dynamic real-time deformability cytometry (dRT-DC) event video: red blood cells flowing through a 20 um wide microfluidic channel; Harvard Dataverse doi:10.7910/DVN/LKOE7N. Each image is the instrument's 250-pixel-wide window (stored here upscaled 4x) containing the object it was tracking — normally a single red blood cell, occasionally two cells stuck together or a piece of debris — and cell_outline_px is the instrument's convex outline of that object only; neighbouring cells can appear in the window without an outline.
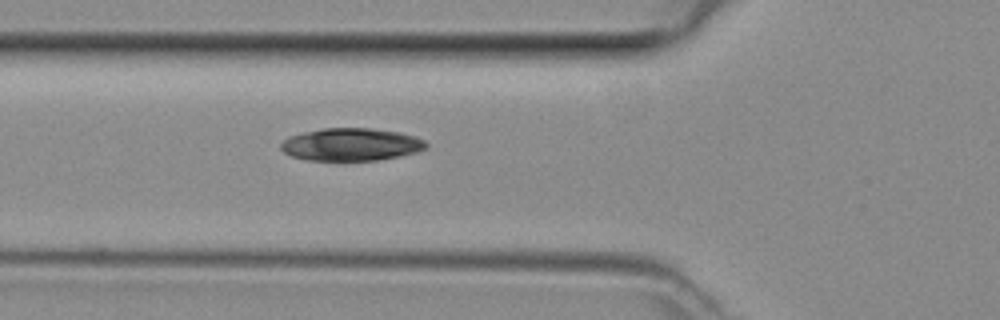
{"species": "common noctule bat (a hibernating species)", "species_latin": "Nyctalus noctula", "temperature_condition": "room temperature", "stored_images_in_passage": 32, "camera_frame_rate_fps": 3000, "um_per_image_px": 0.085, "animal": {"sex": "female", "body_mass_g": 29.2, "forearm_length_mm": 56.3}, "frame": {"image": 1, "passage_image": 5, "time_ms": 1.333, "image_size_px": [1000, 320], "cell_outline_px": [[428, 148], [416, 152], [376, 160], [308, 160], [292, 156], [284, 152], [280, 148], [280, 144], [288, 136], [304, 132], [324, 128], [372, 128], [400, 132], [424, 140], [428, 144]], "centroid_in_image_um": [29.83, 12.27], "position_along_channel_um": 96.0, "area_um2": 27.46}}
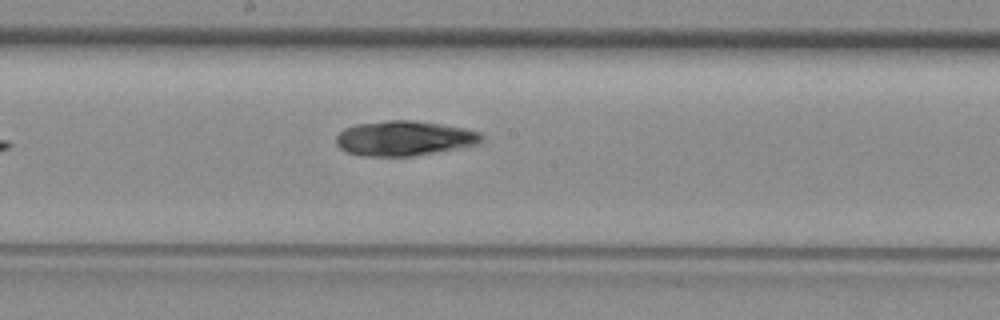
{"frame": {"image": 2, "passage_image": 13, "time_ms": 4.0, "image_size_px": [1000, 320], "cell_outline_px": [[484, 136], [476, 144], [412, 156], [360, 156], [348, 152], [340, 148], [336, 144], [336, 136], [344, 128], [356, 124], [388, 120], [412, 120], [440, 124], [464, 128], [480, 132]], "centroid_in_image_um": [34.3, 11.75], "position_along_channel_um": 213.9, "area_um2": 29.3}}
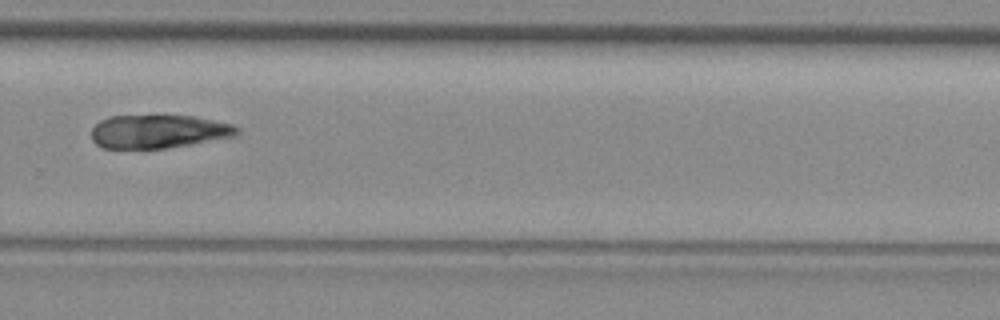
{"frame": {"image": 3, "passage_image": 20, "time_ms": 6.333, "image_size_px": [1000, 320], "cell_outline_px": [[240, 132], [232, 136], [188, 144], [164, 148], [104, 148], [96, 144], [92, 140], [92, 128], [100, 120], [108, 116], [192, 116], [232, 124], [240, 128]], "centroid_in_image_um": [13.43, 11.17], "position_along_channel_um": 316.4, "area_um2": 27.92}}